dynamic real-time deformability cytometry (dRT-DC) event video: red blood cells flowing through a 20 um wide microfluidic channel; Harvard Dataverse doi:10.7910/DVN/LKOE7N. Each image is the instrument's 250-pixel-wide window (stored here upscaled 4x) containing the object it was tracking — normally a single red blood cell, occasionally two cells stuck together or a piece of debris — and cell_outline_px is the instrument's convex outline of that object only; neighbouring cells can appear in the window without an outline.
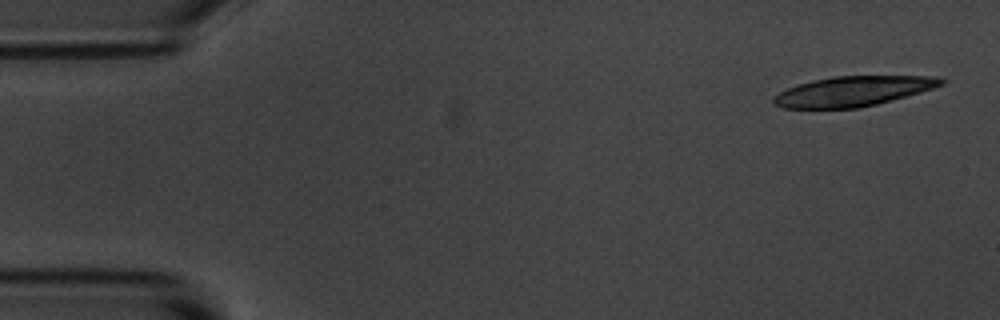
{"species": "common noctule bat (a hibernating species)", "species_latin": "Nyctalus noctula", "temperature_condition": "room temperature", "stored_images_in_passage": 5, "camera_frame_rate_fps": 3000, "um_per_image_px": 0.085, "animal": {"sex": "male", "body_mass_g": 20.1, "forearm_length_mm": 53.5}, "frame": {"image": 1, "passage_image": 1, "time_ms": 0.0, "image_size_px": [1000, 320], "cell_outline_px": [[948, 80], [944, 84], [920, 92], [876, 104], [860, 108], [784, 108], [772, 104], [772, 96], [788, 88], [812, 80], [832, 76], [936, 76]], "centroid_in_image_um": [72.5, 7.75], "position_along_channel_um": 12.5, "area_um2": 29.19}}